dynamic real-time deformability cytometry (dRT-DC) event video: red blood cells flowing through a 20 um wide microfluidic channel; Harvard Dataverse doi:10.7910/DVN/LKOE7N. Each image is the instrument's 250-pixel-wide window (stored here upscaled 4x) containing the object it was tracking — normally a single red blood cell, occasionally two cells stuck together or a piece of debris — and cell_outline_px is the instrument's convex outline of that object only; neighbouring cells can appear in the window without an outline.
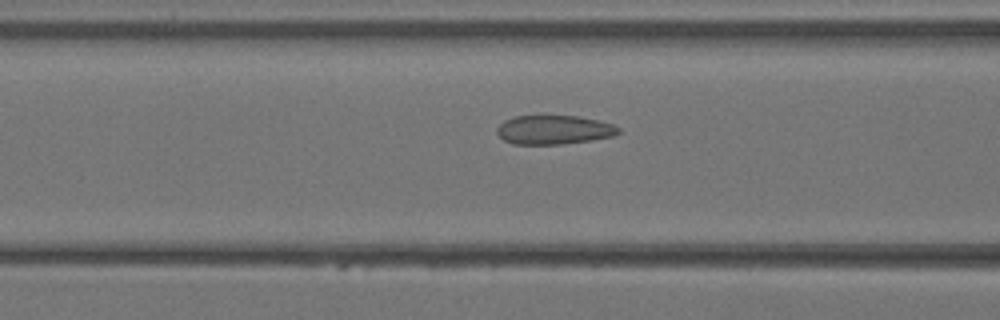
{"species": "Egyptian fruit bat (a non-hibernating species)", "species_latin": "Rousettus aegyptiacus", "temperature_condition": "warm", "stored_images_in_passage": 31, "camera_frame_rate_fps": 3000, "um_per_image_px": 0.085, "animal": {"sex": "female"}, "frame": {"image": 1, "passage_image": 13, "time_ms": 4.0, "image_size_px": [1000, 320], "cell_outline_px": [[620, 132], [612, 136], [592, 140], [560, 144], [512, 144], [504, 140], [496, 132], [496, 128], [504, 120], [516, 116], [576, 116], [596, 120], [612, 124], [620, 128]], "centroid_in_image_um": [47.06, 11.04], "position_along_channel_um": 119.5, "area_um2": 20.4}}
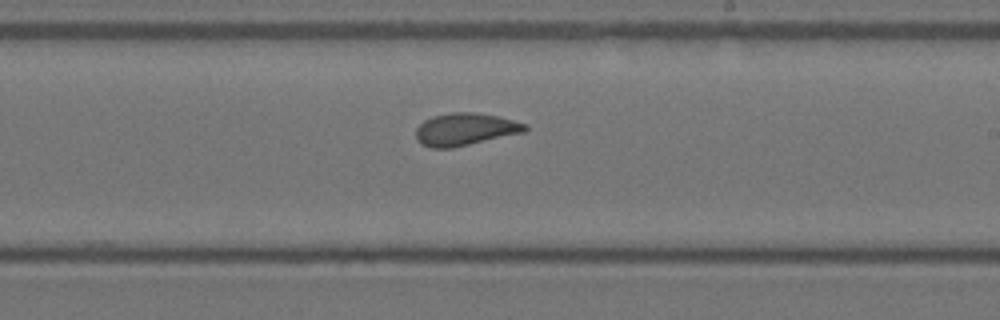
{"frame": {"image": 2, "passage_image": 20, "time_ms": 6.333, "image_size_px": [1000, 320], "cell_outline_px": [[528, 128], [524, 132], [452, 148], [432, 148], [420, 144], [416, 140], [416, 128], [424, 120], [432, 116], [452, 112], [476, 112], [496, 116], [528, 124]], "centroid_in_image_um": [39.5, 10.99], "position_along_channel_um": 249.5, "area_um2": 20.63}}
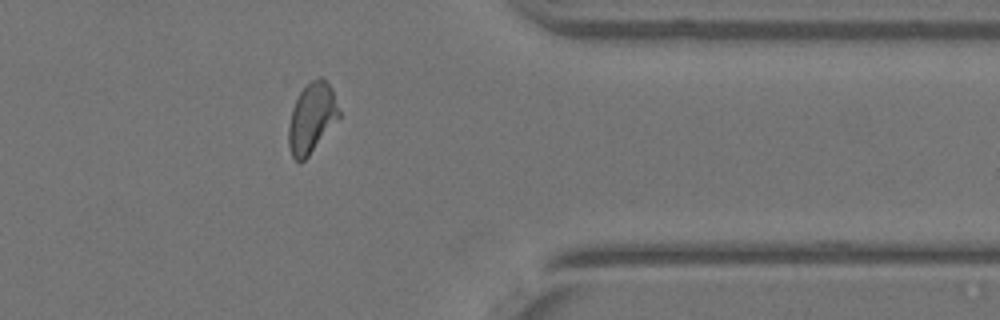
{"frame": {"image": 3, "passage_image": 28, "time_ms": 9.0, "image_size_px": [1000, 320], "cell_outline_px": [[340, 116], [308, 156], [300, 164], [292, 156], [288, 144], [288, 124], [292, 108], [300, 92], [312, 80], [320, 76], [332, 88], [340, 112]], "centroid_in_image_um": [26.48, 10.03], "position_along_channel_um": 384.9, "area_um2": 20.29}}